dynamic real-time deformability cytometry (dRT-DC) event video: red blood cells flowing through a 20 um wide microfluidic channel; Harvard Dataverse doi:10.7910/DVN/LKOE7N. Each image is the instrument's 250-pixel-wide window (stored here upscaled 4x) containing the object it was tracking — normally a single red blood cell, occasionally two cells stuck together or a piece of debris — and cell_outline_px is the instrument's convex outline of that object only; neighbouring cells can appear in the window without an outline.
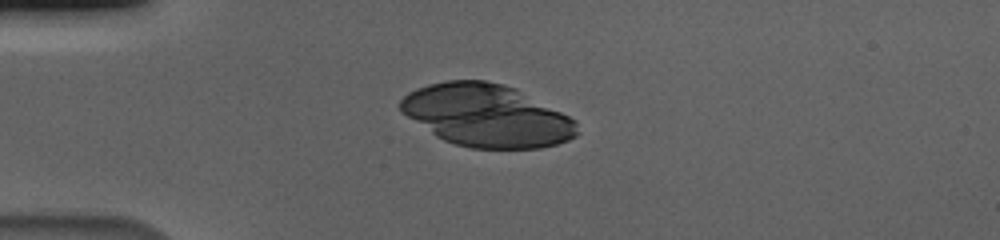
{"species": "human", "species_latin": "Homo sapiens", "temperature_condition": "cold", "stored_images_in_passage": 58, "camera_frame_rate_fps": 3000, "um_per_image_px": 0.085, "donor": {"sex": "male"}, "frame": {"image": 1, "passage_image": 16, "time_ms": 5.0, "image_size_px": [1000, 240], "cell_outline_px": [[580, 132], [576, 136], [568, 140], [556, 144], [540, 148], [472, 148], [456, 144], [444, 140], [436, 136], [400, 112], [400, 100], [408, 92], [416, 88], [428, 84], [448, 80], [484, 80], [504, 84], [516, 88], [576, 120]], "centroid_in_image_um": [41.37, 9.81], "position_along_channel_um": 43.6, "area_um2": 64.27}}